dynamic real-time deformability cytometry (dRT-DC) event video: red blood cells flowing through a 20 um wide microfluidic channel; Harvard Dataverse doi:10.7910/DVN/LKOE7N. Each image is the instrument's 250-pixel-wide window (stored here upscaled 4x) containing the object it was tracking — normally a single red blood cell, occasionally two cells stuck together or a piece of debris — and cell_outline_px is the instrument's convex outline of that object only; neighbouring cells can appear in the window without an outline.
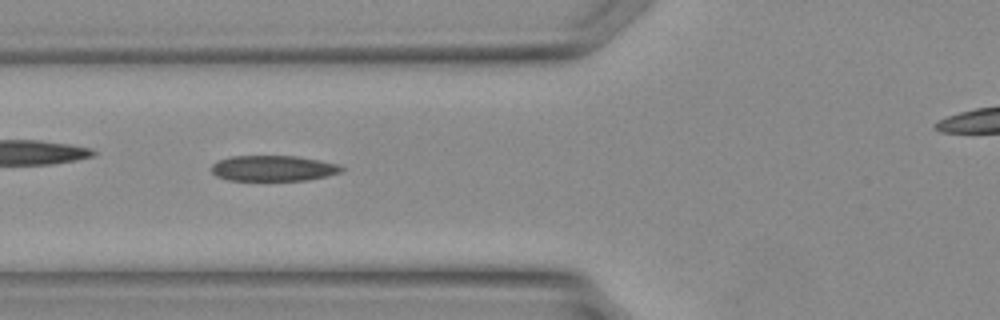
{"species": "Egyptian fruit bat (a non-hibernating species)", "species_latin": "Rousettus aegyptiacus", "temperature_condition": "warm", "stored_images_in_passage": 28, "camera_frame_rate_fps": 3000, "um_per_image_px": 0.085, "animal": {"sex": "female"}, "frame": {"image": 1, "passage_image": 9, "time_ms": 2.667, "image_size_px": [1000, 320], "cell_outline_px": [[344, 168], [340, 172], [324, 176], [304, 180], [228, 180], [216, 176], [212, 172], [212, 164], [216, 160], [228, 156], [296, 156], [340, 164]], "centroid_in_image_um": [23.17, 14.29], "position_along_channel_um": 102.6, "area_um2": 19.36}}